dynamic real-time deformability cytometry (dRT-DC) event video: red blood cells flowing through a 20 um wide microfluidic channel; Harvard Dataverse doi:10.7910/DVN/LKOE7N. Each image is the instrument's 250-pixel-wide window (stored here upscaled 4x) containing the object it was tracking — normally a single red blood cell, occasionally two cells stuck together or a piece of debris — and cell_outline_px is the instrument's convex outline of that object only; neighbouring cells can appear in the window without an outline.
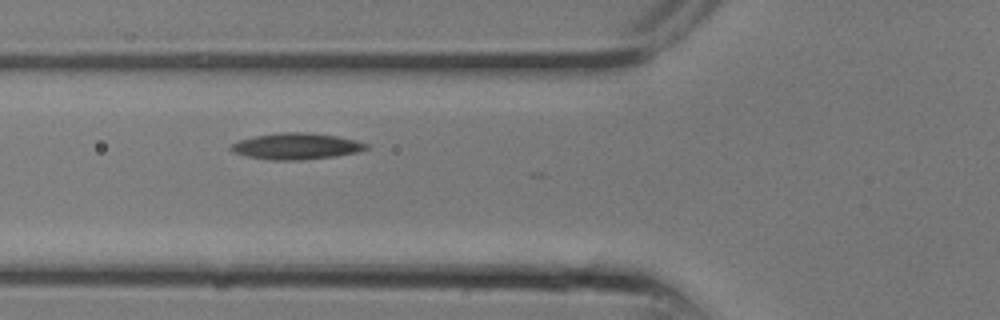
{"species": "common noctule bat (a hibernating species)", "species_latin": "Nyctalus noctula", "temperature_condition": "room temperature", "stored_images_in_passage": 4, "camera_frame_rate_fps": 3000, "um_per_image_px": 0.085, "animal": {"sex": "male", "body_mass_g": 13.3}, "frame": {"image": 1, "passage_image": 2, "time_ms": 0.333, "image_size_px": [1000, 320], "cell_outline_px": [[368, 148], [356, 152], [332, 156], [300, 160], [272, 160], [248, 156], [236, 152], [228, 148], [232, 144], [240, 140], [256, 136], [280, 132], [308, 132], [336, 136], [368, 144]], "centroid_in_image_um": [25.16, 12.42], "position_along_channel_um": 100.6, "area_um2": 20.23}}